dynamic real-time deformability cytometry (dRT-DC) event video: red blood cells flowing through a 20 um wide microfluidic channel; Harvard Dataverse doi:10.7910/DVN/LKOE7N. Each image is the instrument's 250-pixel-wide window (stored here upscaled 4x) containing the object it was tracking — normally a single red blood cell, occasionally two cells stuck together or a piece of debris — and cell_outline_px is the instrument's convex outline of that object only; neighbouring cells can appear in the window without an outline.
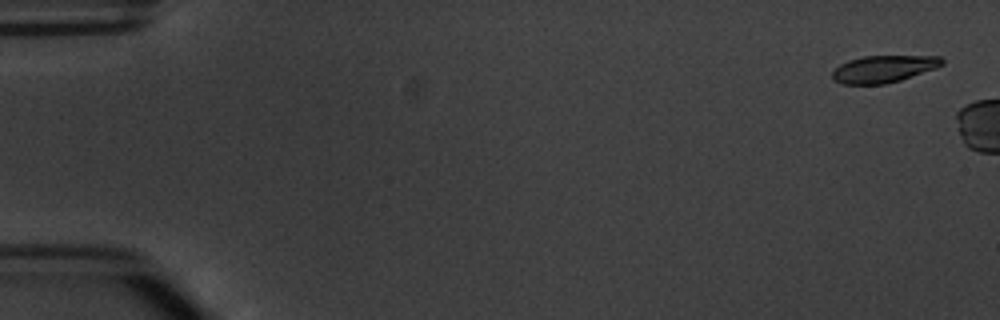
{"species": "common noctule bat (a hibernating species)", "species_latin": "Nyctalus noctula", "temperature_condition": "warm", "stored_images_in_passage": 4, "camera_frame_rate_fps": 3000, "um_per_image_px": 0.085, "animal": {"sex": "male", "body_mass_g": 20.1, "forearm_length_mm": 53.5}, "frame": {"image": 1, "passage_image": 1, "time_ms": 0.0, "image_size_px": [1000, 320], "cell_outline_px": [[944, 64], [936, 68], [900, 80], [884, 84], [840, 84], [832, 80], [832, 72], [840, 64], [848, 60], [864, 56], [940, 56], [944, 60]], "centroid_in_image_um": [75.09, 5.86], "position_along_channel_um": 9.9, "area_um2": 17.34}}